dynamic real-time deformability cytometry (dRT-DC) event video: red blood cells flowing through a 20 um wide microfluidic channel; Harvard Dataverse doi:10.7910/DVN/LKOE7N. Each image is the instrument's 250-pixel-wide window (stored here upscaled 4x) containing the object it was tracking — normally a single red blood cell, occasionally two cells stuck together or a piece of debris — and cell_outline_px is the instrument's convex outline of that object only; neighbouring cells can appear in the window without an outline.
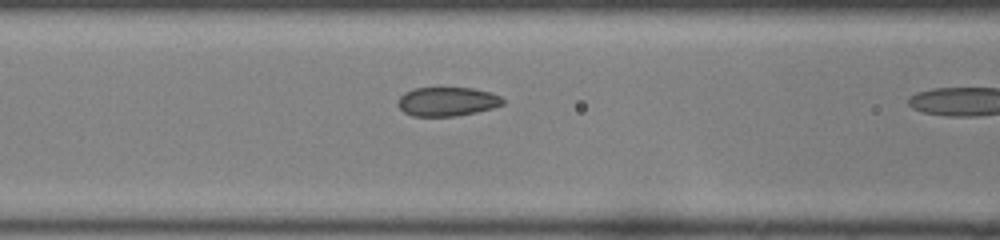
{"species": "common noctule bat (a hibernating species)", "species_latin": "Nyctalus noctula", "temperature_condition": "room temperature", "stored_images_in_passage": 11, "camera_frame_rate_fps": 3000, "um_per_image_px": 0.085, "animal": {"sex": "female", "body_mass_g": 22.0, "forearm_length_mm": 56.7}, "frame": {"image": 1, "passage_image": 10, "time_ms": 3.0, "image_size_px": [1000, 240], "cell_outline_px": [[504, 104], [492, 108], [476, 112], [456, 116], [412, 116], [404, 112], [396, 104], [400, 96], [404, 92], [412, 88], [472, 88], [488, 92], [500, 96], [504, 100]], "centroid_in_image_um": [37.97, 8.63], "position_along_channel_um": 128.6, "area_um2": 17.74}}